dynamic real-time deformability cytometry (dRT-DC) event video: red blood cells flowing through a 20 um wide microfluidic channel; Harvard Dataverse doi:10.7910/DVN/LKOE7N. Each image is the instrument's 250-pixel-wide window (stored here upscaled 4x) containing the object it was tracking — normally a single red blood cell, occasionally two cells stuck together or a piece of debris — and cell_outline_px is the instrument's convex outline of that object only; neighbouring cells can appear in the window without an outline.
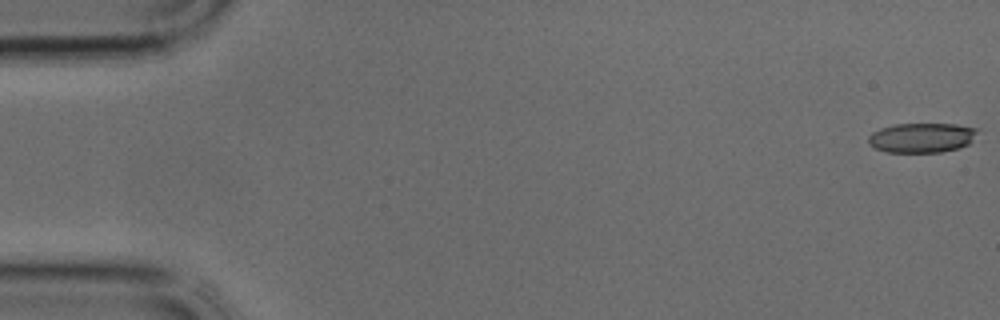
{"species": "common noctule bat (a hibernating species)", "species_latin": "Nyctalus noctula", "temperature_condition": "cold", "stored_images_in_passage": 35, "camera_frame_rate_fps": 3000, "um_per_image_px": 0.085, "animal": {"sex": "male", "body_mass_g": 17.9, "forearm_length_mm": 54.2}, "frame": {"image": 1, "passage_image": 1, "time_ms": 0.0, "image_size_px": [1000, 320], "cell_outline_px": [[980, 128], [968, 144], [960, 148], [940, 152], [888, 152], [876, 148], [868, 144], [868, 136], [872, 132], [880, 128], [896, 124], [956, 124]], "centroid_in_image_um": [78.35, 11.7], "position_along_channel_um": 6.7, "area_um2": 18.9}}
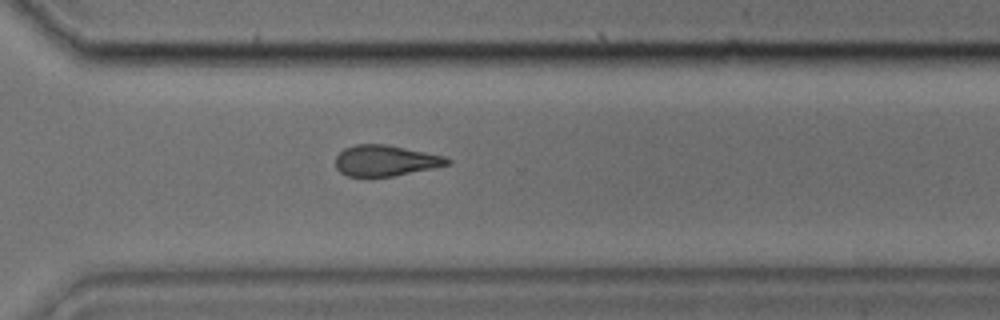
{"frame": {"image": 2, "passage_image": 28, "time_ms": 9.0, "image_size_px": [1000, 320], "cell_outline_px": [[452, 160], [448, 164], [432, 168], [392, 176], [368, 180], [364, 180], [348, 176], [340, 172], [336, 168], [336, 156], [344, 148], [356, 144], [384, 144], [444, 156]], "centroid_in_image_um": [32.68, 13.7], "position_along_channel_um": 337.9, "area_um2": 20.46}}
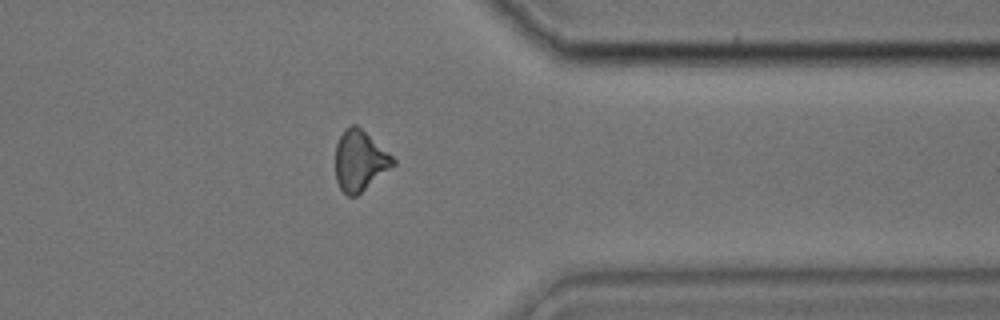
{"frame": {"image": 3, "passage_image": 31, "time_ms": 10.0, "image_size_px": [1000, 320], "cell_outline_px": [[396, 164], [356, 196], [348, 196], [340, 188], [336, 180], [336, 144], [344, 128], [352, 124], [356, 124], [388, 152], [396, 160]], "centroid_in_image_um": [30.58, 13.65], "position_along_channel_um": 380.8, "area_um2": 20.11}}